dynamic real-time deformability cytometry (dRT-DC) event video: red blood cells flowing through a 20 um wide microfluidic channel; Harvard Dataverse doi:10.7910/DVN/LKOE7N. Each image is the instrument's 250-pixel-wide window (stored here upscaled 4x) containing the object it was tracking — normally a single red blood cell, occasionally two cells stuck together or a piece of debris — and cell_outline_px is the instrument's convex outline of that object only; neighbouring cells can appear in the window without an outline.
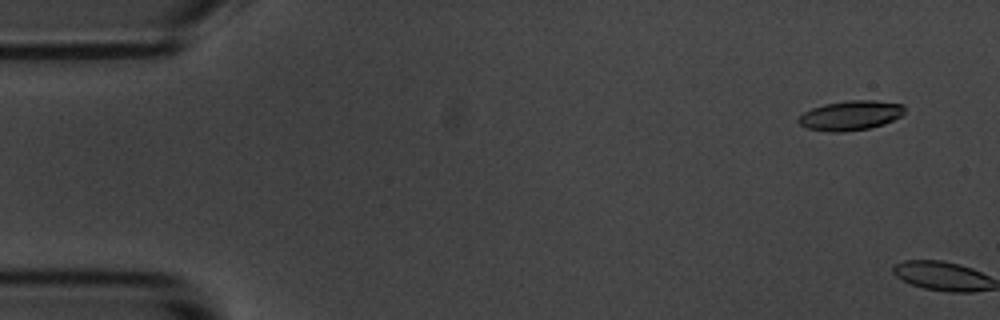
{"species": "common noctule bat (a hibernating species)", "species_latin": "Nyctalus noctula", "temperature_condition": "room temperature", "stored_images_in_passage": 2, "camera_frame_rate_fps": 3000, "um_per_image_px": 0.085, "animal": {"sex": "male", "body_mass_g": 20.1, "forearm_length_mm": 53.5}, "frame": {"image": 1, "passage_image": 1, "time_ms": 0.0, "image_size_px": [1000, 320], "cell_outline_px": [[904, 112], [900, 116], [884, 124], [868, 128], [840, 132], [832, 132], [808, 128], [800, 124], [796, 120], [804, 112], [812, 108], [824, 104], [848, 100], [876, 100], [904, 104]], "centroid_in_image_um": [72.3, 9.8], "position_along_channel_um": 12.7, "area_um2": 18.21}}